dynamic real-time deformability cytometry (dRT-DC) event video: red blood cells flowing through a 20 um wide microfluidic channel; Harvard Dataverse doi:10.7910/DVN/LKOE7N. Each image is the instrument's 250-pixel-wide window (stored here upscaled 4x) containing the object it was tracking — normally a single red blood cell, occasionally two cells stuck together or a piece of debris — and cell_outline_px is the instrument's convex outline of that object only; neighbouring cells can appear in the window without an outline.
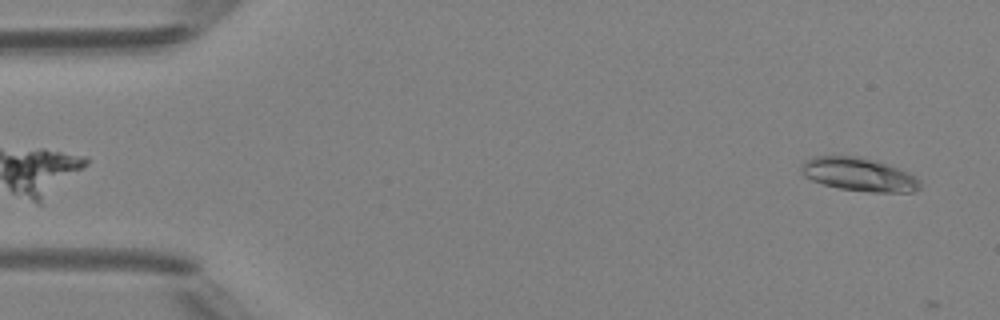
{"species": "Egyptian fruit bat (a non-hibernating species)", "species_latin": "Rousettus aegyptiacus", "temperature_condition": "room temperature", "stored_images_in_passage": 6, "camera_frame_rate_fps": 3000, "um_per_image_px": 0.085, "animal": {"sex": "female"}, "frame": {"image": 1, "passage_image": 1, "time_ms": 0.0, "image_size_px": [1000, 320], "cell_outline_px": [[920, 188], [912, 192], [872, 192], [840, 188], [824, 184], [812, 180], [804, 176], [800, 172], [800, 168], [808, 160], [816, 156], [856, 156], [884, 164], [908, 172], [920, 180]], "centroid_in_image_um": [73.01, 14.84], "position_along_channel_um": 12.0, "area_um2": 22.54}}